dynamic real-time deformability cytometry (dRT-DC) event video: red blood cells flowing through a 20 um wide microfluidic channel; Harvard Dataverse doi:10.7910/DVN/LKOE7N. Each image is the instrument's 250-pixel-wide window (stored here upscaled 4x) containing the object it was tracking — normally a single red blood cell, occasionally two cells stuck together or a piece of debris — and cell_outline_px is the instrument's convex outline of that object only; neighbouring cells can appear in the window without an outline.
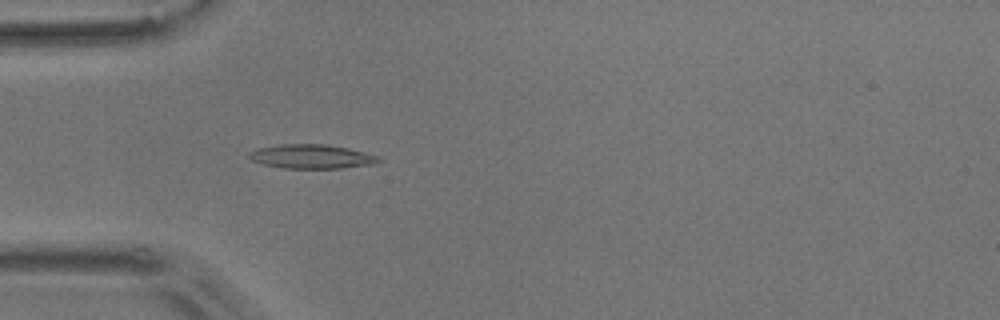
{"species": "common noctule bat (a hibernating species)", "species_latin": "Nyctalus noctula", "temperature_condition": "room temperature", "stored_images_in_passage": 2, "camera_frame_rate_fps": 3000, "um_per_image_px": 0.085, "animal": {"sex": "male", "body_mass_g": 17.9}, "frame": {"image": 1, "passage_image": 2, "time_ms": 3.333, "image_size_px": [1000, 320], "cell_outline_px": [[380, 160], [376, 164], [340, 168], [284, 168], [264, 164], [252, 160], [248, 156], [248, 152], [256, 148], [276, 144], [328, 144], [348, 148], [380, 156]], "centroid_in_image_um": [26.48, 13.29], "position_along_channel_um": 58.5, "area_um2": 18.32}}